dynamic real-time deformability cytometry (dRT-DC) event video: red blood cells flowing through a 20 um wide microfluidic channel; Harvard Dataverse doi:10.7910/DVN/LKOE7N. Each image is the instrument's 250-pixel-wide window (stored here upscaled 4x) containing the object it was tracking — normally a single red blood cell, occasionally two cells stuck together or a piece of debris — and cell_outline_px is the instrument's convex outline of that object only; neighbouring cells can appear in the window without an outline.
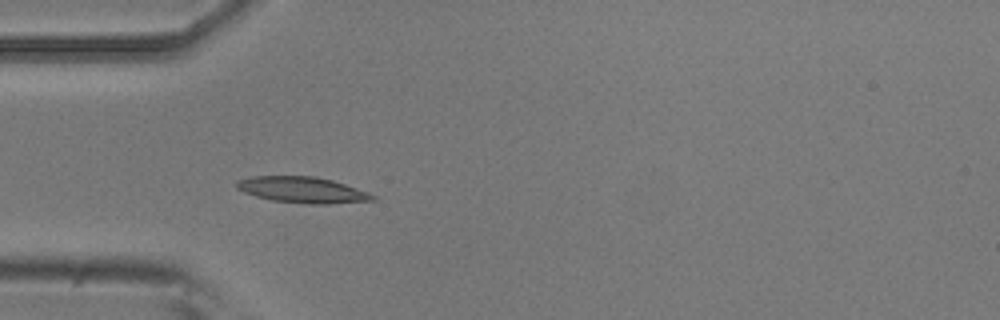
{"species": "common noctule bat (a hibernating species)", "species_latin": "Nyctalus noctula", "temperature_condition": "room temperature", "stored_images_in_passage": 5, "camera_frame_rate_fps": 3000, "um_per_image_px": 0.085, "animal": {"sex": "male", "body_mass_g": 20.5, "forearm_length_mm": 52.5}, "frame": {"image": 1, "passage_image": 5, "time_ms": 4.667, "image_size_px": [1000, 320], "cell_outline_px": [[376, 200], [328, 204], [312, 204], [272, 200], [256, 196], [244, 192], [236, 188], [236, 180], [252, 176], [312, 176], [332, 180], [368, 192], [376, 196]], "centroid_in_image_um": [25.69, 16.14], "position_along_channel_um": 59.3, "area_um2": 20.52}}